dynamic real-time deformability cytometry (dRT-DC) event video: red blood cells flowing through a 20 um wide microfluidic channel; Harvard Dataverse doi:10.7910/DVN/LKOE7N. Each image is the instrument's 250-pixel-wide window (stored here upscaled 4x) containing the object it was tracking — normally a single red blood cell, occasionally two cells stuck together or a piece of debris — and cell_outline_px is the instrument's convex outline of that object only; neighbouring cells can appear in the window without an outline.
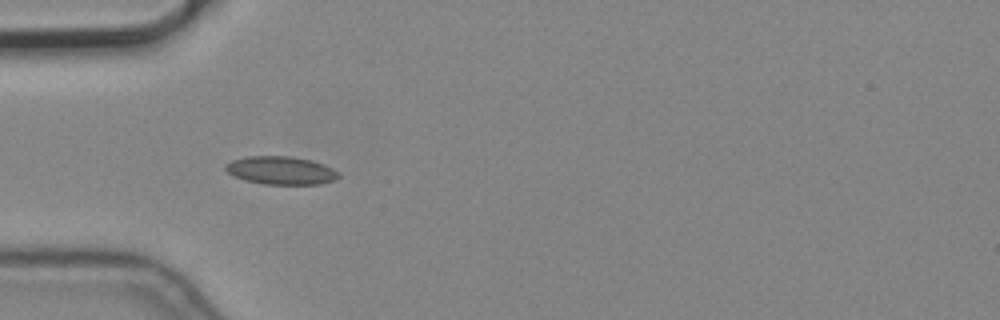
{"species": "common noctule bat (a hibernating species)", "species_latin": "Nyctalus noctula", "temperature_condition": "cold", "stored_images_in_passage": 2, "camera_frame_rate_fps": 3000, "um_per_image_px": 0.085, "animal": {"sex": "male", "body_mass_g": 19.2, "forearm_length_mm": 51.8}, "frame": {"image": 1, "passage_image": 1, "time_ms": 0.0, "image_size_px": [1000, 320], "cell_outline_px": [[340, 176], [336, 180], [320, 184], [264, 184], [244, 180], [228, 172], [224, 168], [224, 164], [232, 160], [248, 156], [292, 156], [312, 160], [324, 164], [340, 172]], "centroid_in_image_um": [23.91, 14.48], "position_along_channel_um": 61.1, "area_um2": 18.67}}
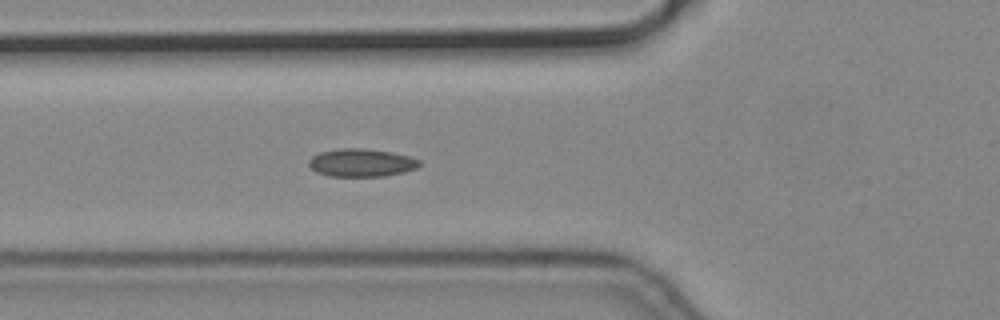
{"frame": {"image": 2, "passage_image": 2, "time_ms": 0.333, "image_size_px": [1000, 320], "cell_outline_px": [[420, 164], [416, 168], [404, 172], [384, 176], [328, 176], [316, 172], [308, 164], [308, 160], [312, 156], [320, 152], [340, 148], [364, 148], [392, 152], [408, 156], [420, 160]], "centroid_in_image_um": [30.7, 13.83], "position_along_channel_um": 95.1, "area_um2": 18.03}}